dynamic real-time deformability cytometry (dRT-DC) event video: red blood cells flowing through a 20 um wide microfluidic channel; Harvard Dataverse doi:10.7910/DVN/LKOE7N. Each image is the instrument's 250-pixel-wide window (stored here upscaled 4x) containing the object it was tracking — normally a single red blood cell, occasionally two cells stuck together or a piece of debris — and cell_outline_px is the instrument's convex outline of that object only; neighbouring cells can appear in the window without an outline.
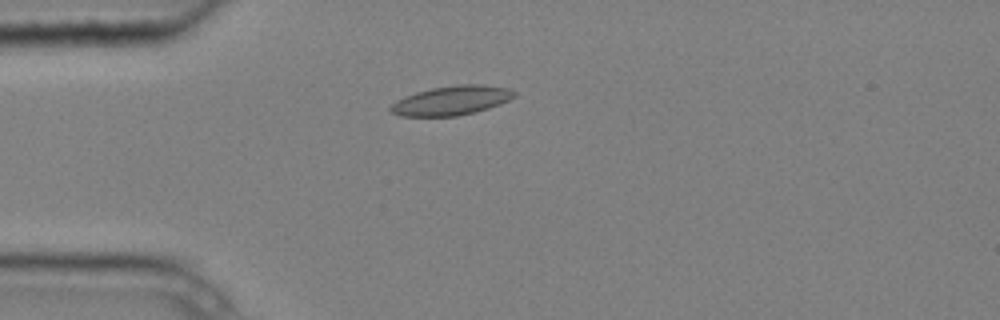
{"species": "common noctule bat (a hibernating species)", "species_latin": "Nyctalus noctula", "temperature_condition": "cold", "stored_images_in_passage": 6, "camera_frame_rate_fps": 3000, "um_per_image_px": 0.085, "animal": {"sex": "male", "body_mass_g": 20.4}, "frame": {"image": 1, "passage_image": 4, "time_ms": 1.0, "image_size_px": [1000, 320], "cell_outline_px": [[516, 96], [500, 104], [476, 112], [456, 116], [400, 116], [388, 112], [388, 108], [396, 100], [404, 96], [416, 92], [432, 88], [460, 84], [484, 84], [508, 88], [516, 92]], "centroid_in_image_um": [38.35, 8.54], "position_along_channel_um": 46.6, "area_um2": 21.27}}
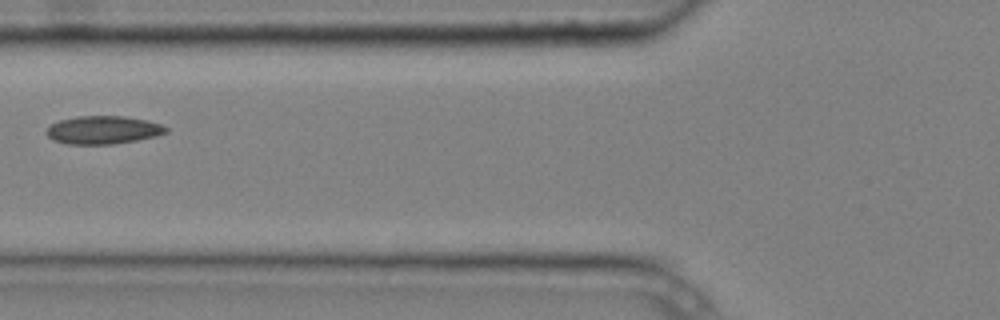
{"frame": {"image": 2, "passage_image": 6, "time_ms": 1.667, "image_size_px": [1000, 320], "cell_outline_px": [[168, 132], [156, 136], [116, 144], [64, 144], [52, 140], [44, 132], [52, 124], [60, 120], [76, 116], [124, 116], [148, 120], [160, 124], [168, 128]], "centroid_in_image_um": [8.76, 11.05], "position_along_channel_um": 117.0, "area_um2": 19.71}}